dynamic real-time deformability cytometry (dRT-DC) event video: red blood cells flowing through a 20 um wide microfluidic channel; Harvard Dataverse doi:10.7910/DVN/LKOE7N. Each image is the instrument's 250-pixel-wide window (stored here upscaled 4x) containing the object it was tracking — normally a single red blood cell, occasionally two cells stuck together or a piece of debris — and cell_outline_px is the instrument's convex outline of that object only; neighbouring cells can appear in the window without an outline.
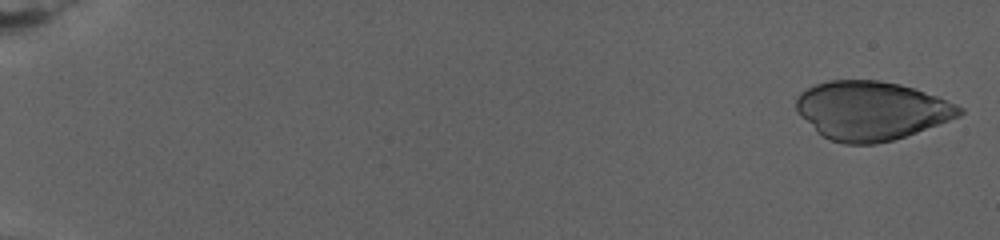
{"species": "human", "species_latin": "Homo sapiens", "temperature_condition": "warm", "stored_images_in_passage": 20, "camera_frame_rate_fps": 3000, "um_per_image_px": 0.085, "donor": {"sex": "female"}, "frame": {"image": 1, "passage_image": 2, "time_ms": 0.333, "image_size_px": [1000, 240], "cell_outline_px": [[964, 112], [960, 116], [916, 132], [892, 140], [876, 144], [844, 144], [832, 140], [816, 132], [796, 112], [796, 96], [800, 92], [816, 84], [828, 80], [880, 80], [900, 84], [936, 96], [956, 104], [964, 108]], "centroid_in_image_um": [74.02, 9.4], "position_along_channel_um": 11.0, "area_um2": 55.78}}
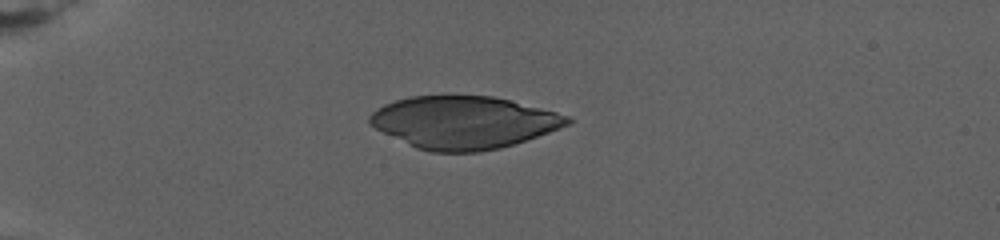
{"frame": {"image": 2, "passage_image": 15, "time_ms": 7.333, "image_size_px": [1000, 240], "cell_outline_px": [[572, 124], [500, 148], [480, 152], [432, 152], [416, 148], [368, 124], [368, 116], [376, 108], [384, 104], [408, 96], [492, 96], [556, 112], [568, 116], [572, 120]], "centroid_in_image_um": [39.38, 10.4], "position_along_channel_um": 45.6, "area_um2": 60.05}}